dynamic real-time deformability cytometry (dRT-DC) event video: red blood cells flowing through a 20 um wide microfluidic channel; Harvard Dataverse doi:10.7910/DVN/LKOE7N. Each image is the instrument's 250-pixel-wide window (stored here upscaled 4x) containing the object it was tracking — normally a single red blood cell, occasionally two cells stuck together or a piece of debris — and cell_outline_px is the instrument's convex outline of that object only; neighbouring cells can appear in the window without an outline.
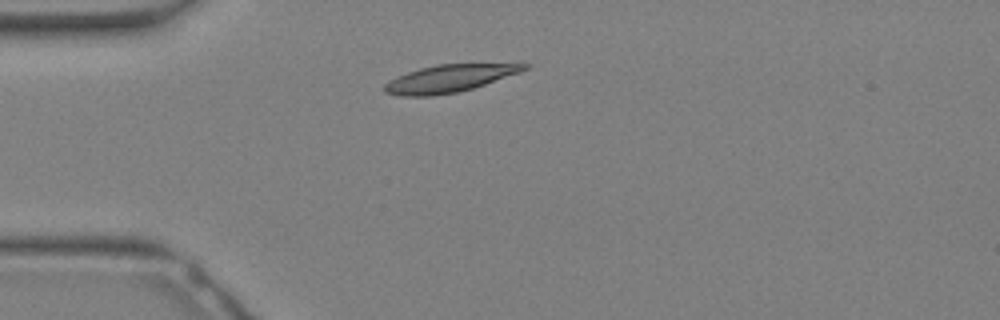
{"species": "Egyptian fruit bat (a non-hibernating species)", "species_latin": "Rousettus aegyptiacus", "temperature_condition": "warm", "stored_images_in_passage": 14, "camera_frame_rate_fps": 3000, "um_per_image_px": 0.085, "animal": {"sex": "female"}, "frame": {"image": 1, "passage_image": 1, "time_ms": 0.0, "image_size_px": [1000, 320], "cell_outline_px": [[532, 64], [528, 68], [520, 72], [472, 88], [456, 92], [432, 96], [400, 96], [384, 92], [384, 84], [388, 80], [396, 76], [420, 68], [436, 64]], "centroid_in_image_um": [38.12, 6.67], "position_along_channel_um": 46.9, "area_um2": 22.08}}
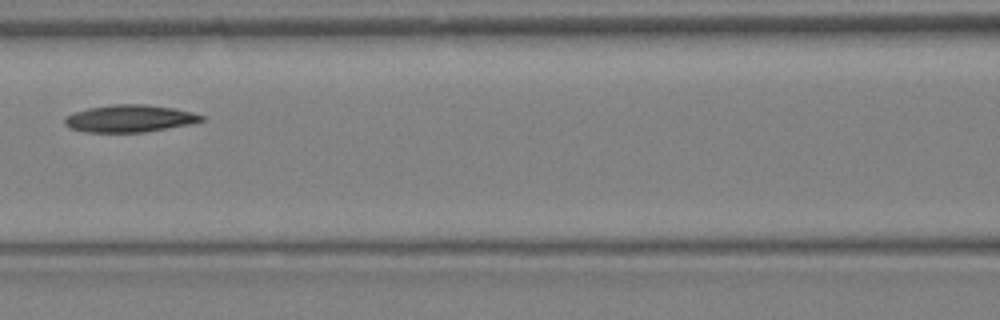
{"frame": {"image": 2, "passage_image": 7, "time_ms": 2.0, "image_size_px": [1000, 320], "cell_outline_px": [[204, 120], [192, 124], [144, 132], [84, 132], [72, 128], [64, 124], [64, 116], [88, 108], [112, 104], [144, 104], [172, 108], [192, 112], [204, 116]], "centroid_in_image_um": [11.02, 10.07], "position_along_channel_um": 155.6, "area_um2": 21.68}}
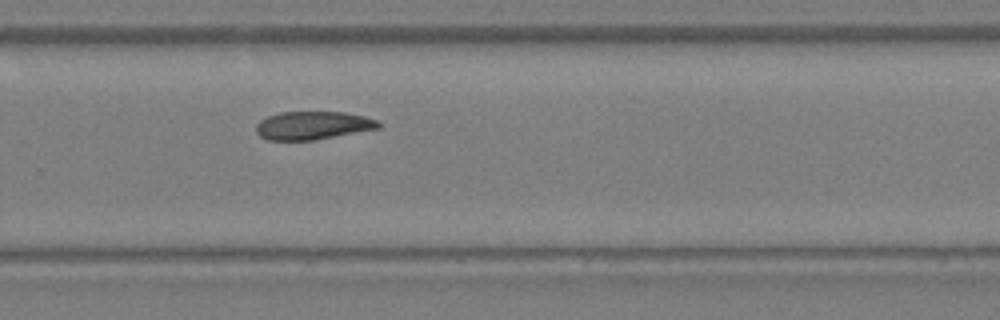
{"frame": {"image": 3, "passage_image": 14, "time_ms": 4.333, "image_size_px": [1000, 320], "cell_outline_px": [[380, 128], [316, 140], [268, 140], [260, 136], [256, 132], [256, 124], [260, 120], [268, 116], [280, 112], [344, 112], [364, 116], [376, 120], [380, 124]], "centroid_in_image_um": [26.57, 10.67], "position_along_channel_um": 303.2, "area_um2": 20.11}}